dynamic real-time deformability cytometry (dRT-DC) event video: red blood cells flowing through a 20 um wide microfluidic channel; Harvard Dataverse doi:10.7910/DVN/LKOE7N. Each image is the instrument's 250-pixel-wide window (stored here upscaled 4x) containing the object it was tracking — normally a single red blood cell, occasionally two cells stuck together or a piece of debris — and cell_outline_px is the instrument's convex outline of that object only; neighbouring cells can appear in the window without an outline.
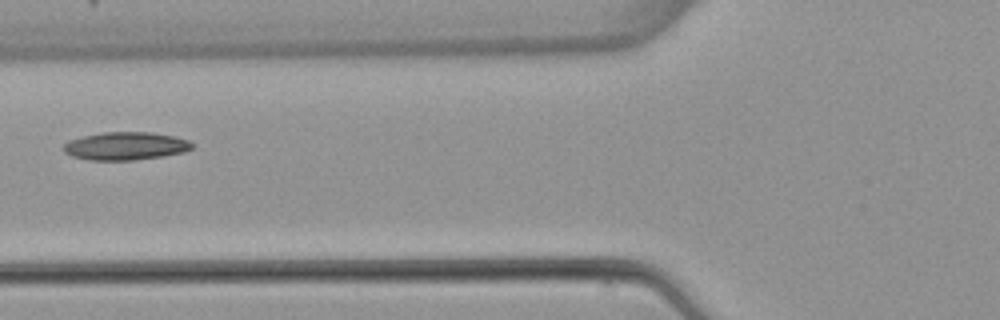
{"species": "common noctule bat (a hibernating species)", "species_latin": "Nyctalus noctula", "temperature_condition": "warm", "stored_images_in_passage": 5, "camera_frame_rate_fps": 3000, "um_per_image_px": 0.085, "animal": {"sex": "female", "body_mass_g": 22.7, "forearm_length_mm": 54.2}, "frame": {"image": 1, "passage_image": 5, "time_ms": 5.667, "image_size_px": [1000, 320], "cell_outline_px": [[192, 148], [184, 152], [164, 156], [132, 160], [88, 160], [72, 156], [64, 152], [64, 144], [68, 140], [84, 136], [104, 132], [152, 132], [172, 136], [188, 140], [192, 144]], "centroid_in_image_um": [10.66, 12.41], "position_along_channel_um": 115.1, "area_um2": 20.87}}